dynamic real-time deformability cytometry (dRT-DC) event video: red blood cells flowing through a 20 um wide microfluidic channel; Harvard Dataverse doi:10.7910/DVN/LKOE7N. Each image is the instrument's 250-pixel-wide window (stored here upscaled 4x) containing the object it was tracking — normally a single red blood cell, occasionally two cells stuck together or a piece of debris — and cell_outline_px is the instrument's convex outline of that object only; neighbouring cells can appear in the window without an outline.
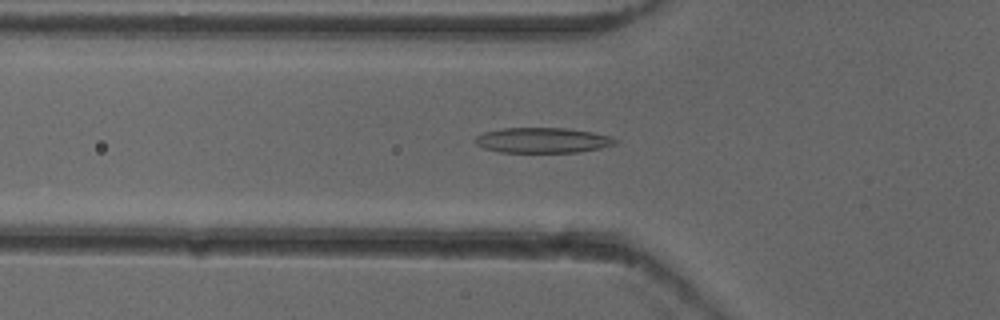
{"species": "common noctule bat (a hibernating species)", "species_latin": "Nyctalus noctula", "temperature_condition": "cold", "stored_images_in_passage": 52, "camera_frame_rate_fps": 3000, "um_per_image_px": 0.085, "animal": {"sex": "female"}, "frame": {"image": 1, "passage_image": 18, "time_ms": 5.667, "image_size_px": [1000, 320], "cell_outline_px": [[620, 140], [616, 144], [600, 148], [576, 152], [500, 152], [484, 148], [476, 144], [472, 140], [476, 136], [484, 132], [504, 128], [568, 128], [592, 132], [612, 136]], "centroid_in_image_um": [46.14, 11.92], "position_along_channel_um": 79.7, "area_um2": 20.75}}
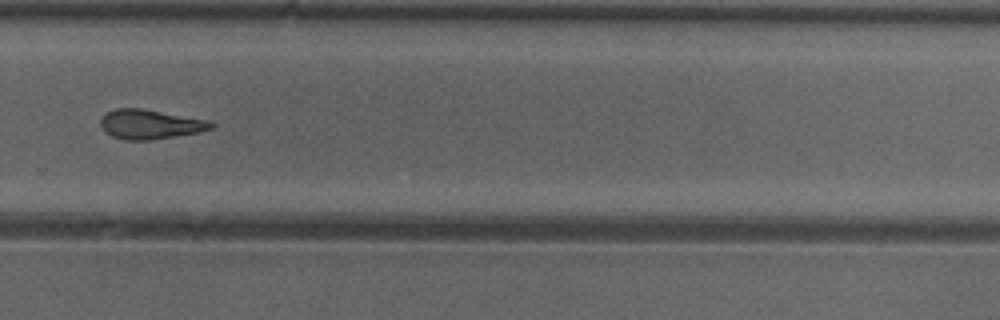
{"frame": {"image": 2, "passage_image": 36, "time_ms": 11.667, "image_size_px": [1000, 320], "cell_outline_px": [[216, 124], [212, 128], [196, 132], [148, 140], [124, 140], [112, 136], [100, 124], [100, 120], [108, 112], [116, 108], [144, 108], [208, 120]], "centroid_in_image_um": [12.76, 10.55], "position_along_channel_um": 317.0, "area_um2": 18.67}}
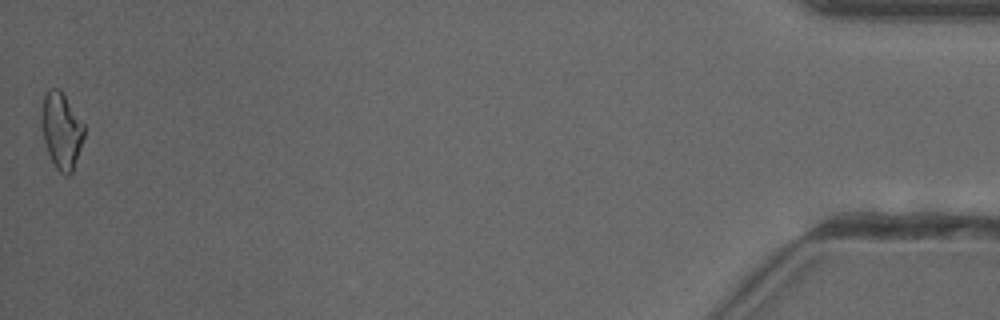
{"frame": {"image": 3, "passage_image": 52, "time_ms": 17.0, "image_size_px": [1000, 320], "cell_outline_px": [[84, 136], [72, 172], [68, 176], [64, 176], [56, 168], [48, 152], [44, 140], [40, 124], [40, 112], [44, 96], [48, 88], [60, 88], [84, 124]], "centroid_in_image_um": [5.2, 11.07], "position_along_channel_um": 430.0, "area_um2": 19.02}, "authors_computed_cell_mechanics": {"area_um2": 19.3341, "velocity_mm_per_s": 3.9481, "shape_relaxation_time_tau1_ms": null, "shape_relaxation_time_tau2_ms": 4.8771, "deformation_change_tau1": null, "deformation_change_tau2": 0.1462}}